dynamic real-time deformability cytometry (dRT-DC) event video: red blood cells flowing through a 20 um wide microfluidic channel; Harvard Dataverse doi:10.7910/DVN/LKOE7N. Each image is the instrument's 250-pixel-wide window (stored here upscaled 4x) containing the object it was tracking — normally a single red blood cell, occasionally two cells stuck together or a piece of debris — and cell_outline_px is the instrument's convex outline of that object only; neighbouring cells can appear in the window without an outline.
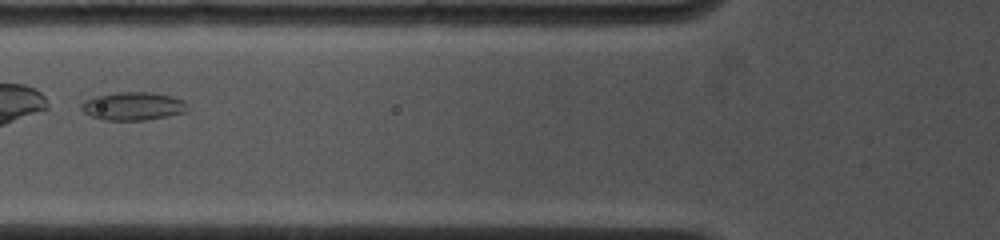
{"species": "common noctule bat (a hibernating species)", "species_latin": "Nyctalus noctula", "temperature_condition": "cold", "stored_images_in_passage": 22, "camera_frame_rate_fps": 4500, "um_per_image_px": 0.085, "animal": {"sex": "female", "body_mass_g": 19.0, "forearm_length_mm": 53.3}, "frame": {"image": 1, "passage_image": 4, "time_ms": 1.333, "image_size_px": [1000, 240], "cell_outline_px": [[188, 112], [168, 116], [144, 120], [104, 120], [92, 116], [84, 112], [80, 108], [80, 104], [84, 100], [96, 96], [116, 92], [152, 92], [172, 96], [184, 100], [188, 104]], "centroid_in_image_um": [11.34, 9.02], "position_along_channel_um": 114.5, "area_um2": 17.63}}
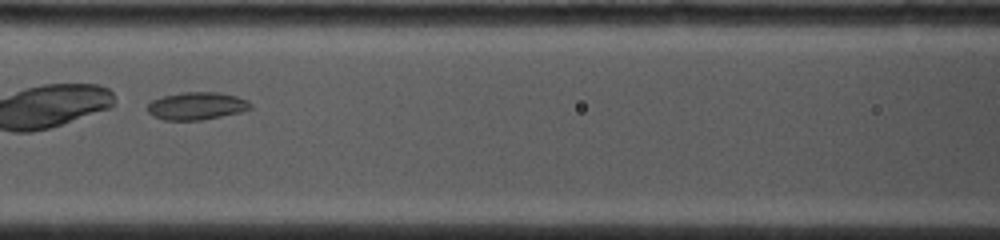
{"frame": {"image": 2, "passage_image": 7, "time_ms": 2.222, "image_size_px": [1000, 240], "cell_outline_px": [[252, 108], [240, 112], [200, 120], [164, 120], [152, 116], [148, 112], [148, 104], [152, 100], [164, 96], [184, 92], [220, 92], [236, 96], [248, 100], [252, 104]], "centroid_in_image_um": [16.73, 9.0], "position_along_channel_um": 149.9, "area_um2": 16.53}}